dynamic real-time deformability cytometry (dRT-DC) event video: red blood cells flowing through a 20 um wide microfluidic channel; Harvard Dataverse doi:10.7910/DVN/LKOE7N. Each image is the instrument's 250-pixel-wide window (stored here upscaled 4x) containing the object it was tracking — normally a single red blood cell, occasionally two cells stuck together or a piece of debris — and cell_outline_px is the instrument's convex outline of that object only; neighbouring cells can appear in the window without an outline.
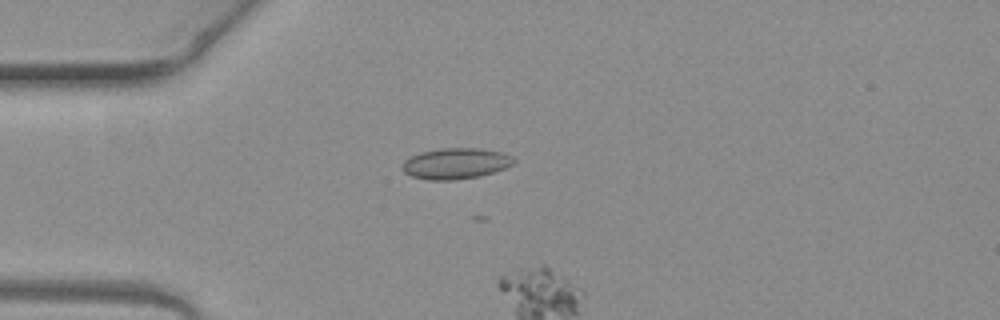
{"species": "common noctule bat (a hibernating species)", "species_latin": "Nyctalus noctula", "temperature_condition": "warm", "stored_images_in_passage": 3, "camera_frame_rate_fps": 3000, "um_per_image_px": 0.085, "animal": {"sex": "female", "body_mass_g": 19.3, "forearm_length_mm": 54.1}, "frame": {"image": 1, "passage_image": 2, "time_ms": 0.333, "image_size_px": [1000, 320], "cell_outline_px": [[516, 160], [512, 164], [504, 168], [480, 176], [452, 180], [428, 180], [412, 176], [404, 172], [400, 168], [404, 160], [420, 152], [440, 148], [480, 148], [504, 152], [512, 156]], "centroid_in_image_um": [38.72, 13.89], "position_along_channel_um": 46.3, "area_um2": 20.17}}